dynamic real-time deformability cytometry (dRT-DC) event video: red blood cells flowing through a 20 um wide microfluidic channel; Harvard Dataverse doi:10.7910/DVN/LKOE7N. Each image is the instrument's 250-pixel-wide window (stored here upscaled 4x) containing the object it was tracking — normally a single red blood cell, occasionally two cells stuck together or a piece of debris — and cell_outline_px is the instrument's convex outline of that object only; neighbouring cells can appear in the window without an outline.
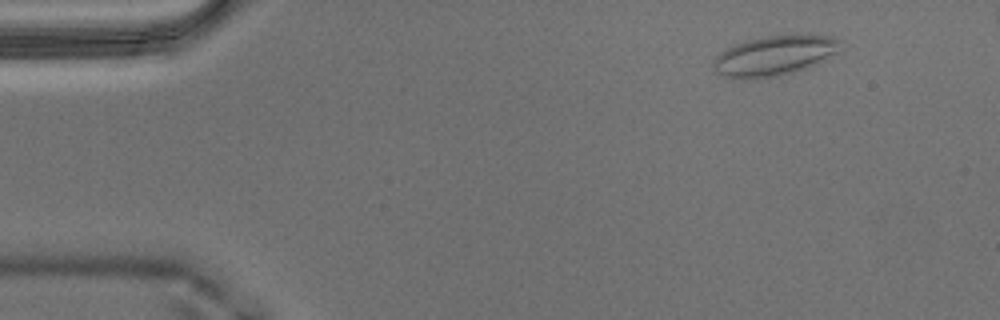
{"species": "Egyptian fruit bat (a non-hibernating species)", "species_latin": "Rousettus aegyptiacus", "temperature_condition": "warm", "stored_images_in_passage": 50, "camera_frame_rate_fps": 3000, "um_per_image_px": 0.085, "animal": {"sex": "male"}, "frame": {"image": 1, "passage_image": 2, "time_ms": 0.333, "image_size_px": [1000, 320], "cell_outline_px": [[844, 40], [836, 52], [816, 64], [808, 68], [780, 76], [740, 80], [724, 76], [716, 72], [712, 68], [712, 60], [720, 52], [736, 44], [748, 40], [768, 36], [792, 32], [812, 32], [832, 36]], "centroid_in_image_um": [65.87, 4.69], "position_along_channel_um": 19.1, "area_um2": 30.63}}
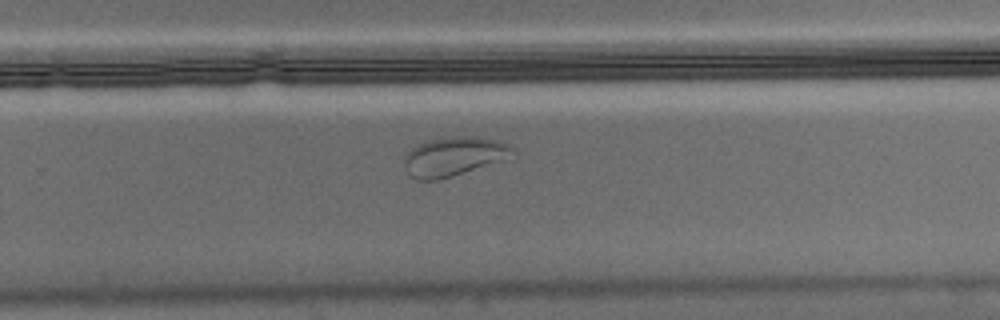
{"frame": {"image": 2, "passage_image": 32, "time_ms": 10.333, "image_size_px": [1000, 320], "cell_outline_px": [[516, 152], [512, 160], [452, 176], [436, 180], [416, 180], [408, 176], [404, 168], [404, 156], [412, 148], [420, 144], [432, 140], [456, 136], [476, 136], [492, 140], [504, 144], [512, 148]], "centroid_in_image_um": [38.62, 13.34], "position_along_channel_um": 291.2, "area_um2": 25.03}}
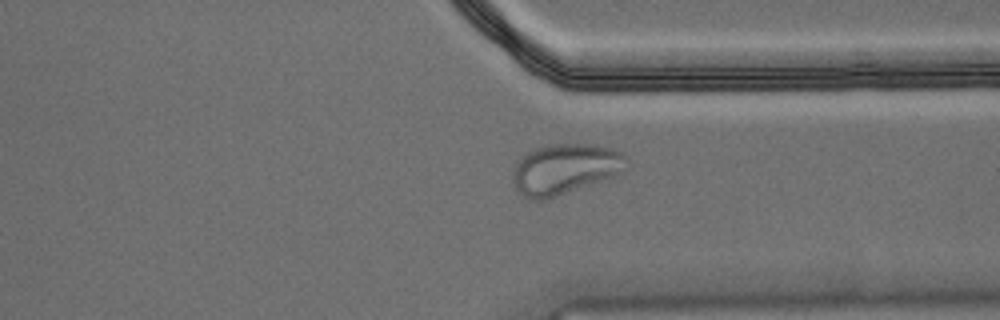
{"frame": {"image": 3, "passage_image": 38, "time_ms": 12.333, "image_size_px": [1000, 320], "cell_outline_px": [[628, 168], [620, 176], [544, 200], [528, 200], [520, 196], [516, 188], [512, 176], [512, 168], [520, 156], [532, 148], [552, 144], [592, 144], [612, 148], [628, 156]], "centroid_in_image_um": [48.05, 14.38], "position_along_channel_um": 363.4, "area_um2": 34.62}}